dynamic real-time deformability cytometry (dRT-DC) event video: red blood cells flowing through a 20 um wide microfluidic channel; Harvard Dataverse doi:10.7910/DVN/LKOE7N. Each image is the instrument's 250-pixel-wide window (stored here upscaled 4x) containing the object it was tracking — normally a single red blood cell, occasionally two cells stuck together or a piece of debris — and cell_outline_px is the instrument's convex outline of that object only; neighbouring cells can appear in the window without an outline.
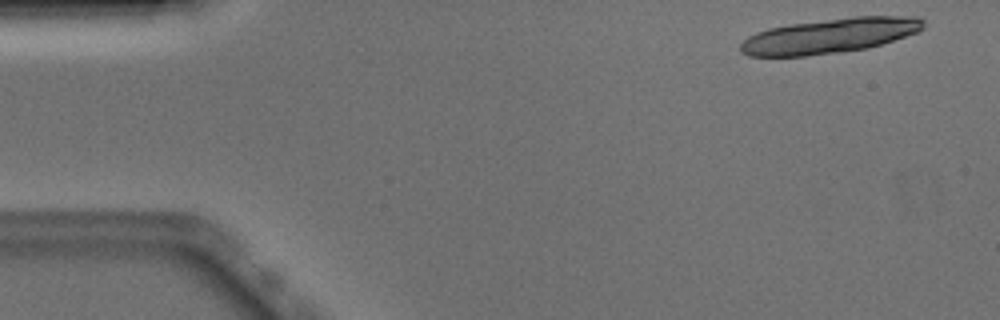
{"species": "Egyptian fruit bat (a non-hibernating species)", "species_latin": "Rousettus aegyptiacus", "temperature_condition": "warm", "stored_images_in_passage": 17, "camera_frame_rate_fps": 3000, "um_per_image_px": 0.085, "animal": {"sex": "male"}, "frame": {"image": 1, "passage_image": 3, "time_ms": 0.667, "image_size_px": [1000, 320], "cell_outline_px": [[924, 28], [916, 32], [868, 48], [840, 52], [804, 56], [748, 56], [740, 52], [740, 44], [748, 36], [756, 32], [768, 28], [788, 24], [852, 16], [916, 16], [924, 20]], "centroid_in_image_um": [70.49, 3.03], "position_along_channel_um": 14.5, "area_um2": 37.22}}